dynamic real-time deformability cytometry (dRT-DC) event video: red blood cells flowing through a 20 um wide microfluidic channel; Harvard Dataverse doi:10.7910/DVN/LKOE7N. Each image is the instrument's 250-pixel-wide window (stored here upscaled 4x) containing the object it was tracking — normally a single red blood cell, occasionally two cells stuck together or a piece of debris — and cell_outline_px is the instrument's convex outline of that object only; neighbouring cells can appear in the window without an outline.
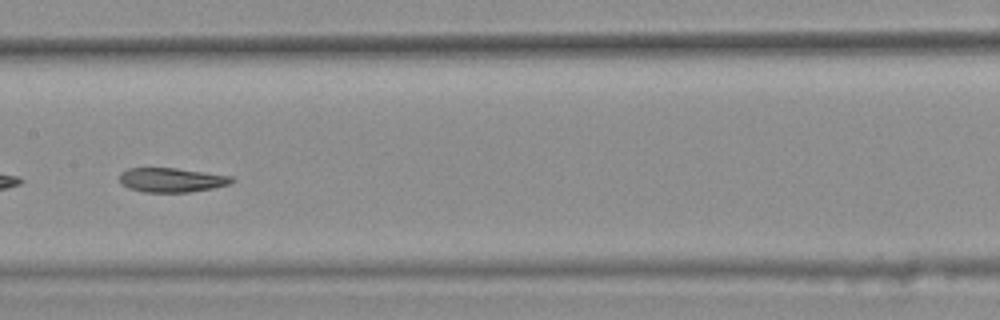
{"species": "common noctule bat (a hibernating species)", "species_latin": "Nyctalus noctula", "temperature_condition": "warm", "stored_images_in_passage": 44, "camera_frame_rate_fps": 3000, "um_per_image_px": 0.085, "animal": {"sex": "female", "body_mass_g": 25.1}, "frame": {"image": 1, "passage_image": 26, "time_ms": 8.333, "image_size_px": [1000, 320], "cell_outline_px": [[236, 180], [228, 184], [212, 188], [188, 192], [144, 192], [128, 188], [120, 184], [120, 172], [128, 168], [176, 168], [232, 176]], "centroid_in_image_um": [14.55, 15.29], "position_along_channel_um": 192.8, "area_um2": 15.9}}
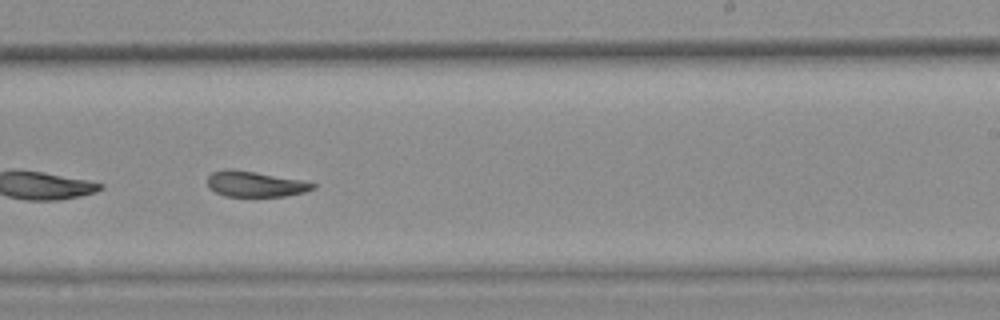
{"frame": {"image": 2, "passage_image": 32, "time_ms": 10.333, "image_size_px": [1000, 320], "cell_outline_px": [[316, 188], [304, 192], [284, 196], [224, 196], [208, 188], [208, 176], [212, 172], [228, 168], [300, 180], [316, 184]], "centroid_in_image_um": [21.65, 15.65], "position_along_channel_um": 267.3, "area_um2": 15.43}, "authors_computed_cell_mechanics": {"area_um2": 18.1203, "velocity_mm_per_s": 3.7302, "shape_relaxation_time_tau1_ms": null, "shape_relaxation_time_tau2_ms": 3.0843, "deformation_change_tau1": null, "deformation_change_tau2": 0.0942}}